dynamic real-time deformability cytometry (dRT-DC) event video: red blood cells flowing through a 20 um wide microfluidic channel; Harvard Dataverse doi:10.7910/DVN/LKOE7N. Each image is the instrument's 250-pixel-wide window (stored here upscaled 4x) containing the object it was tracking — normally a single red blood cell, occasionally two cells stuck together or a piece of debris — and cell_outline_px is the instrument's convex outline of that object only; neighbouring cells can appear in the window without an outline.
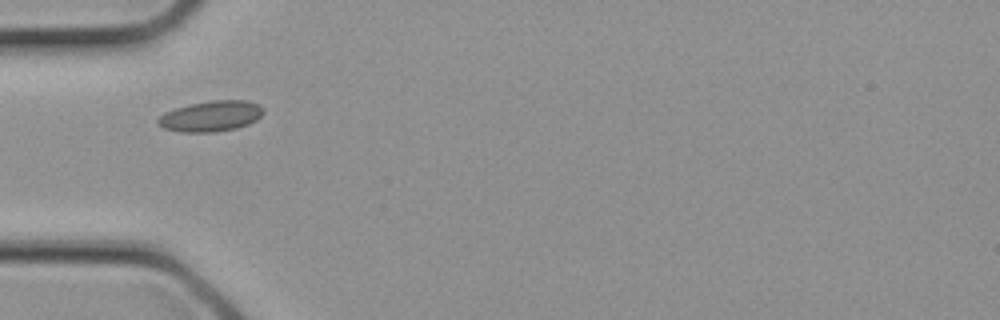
{"species": "common noctule bat (a hibernating species)", "species_latin": "Nyctalus noctula", "temperature_condition": "cold", "stored_images_in_passage": 1, "camera_frame_rate_fps": 3000, "um_per_image_px": 0.085, "animal": {"sex": "female", "body_mass_g": 21.9}, "frame": {"image": 1, "passage_image": 1, "time_ms": 0.0, "image_size_px": [1000, 320], "cell_outline_px": [[264, 112], [256, 120], [248, 124], [236, 128], [212, 132], [180, 132], [164, 128], [156, 120], [164, 112], [188, 104], [212, 100], [248, 100], [260, 104], [264, 108]], "centroid_in_image_um": [17.95, 9.86], "position_along_channel_um": 67.0, "area_um2": 18.9}}